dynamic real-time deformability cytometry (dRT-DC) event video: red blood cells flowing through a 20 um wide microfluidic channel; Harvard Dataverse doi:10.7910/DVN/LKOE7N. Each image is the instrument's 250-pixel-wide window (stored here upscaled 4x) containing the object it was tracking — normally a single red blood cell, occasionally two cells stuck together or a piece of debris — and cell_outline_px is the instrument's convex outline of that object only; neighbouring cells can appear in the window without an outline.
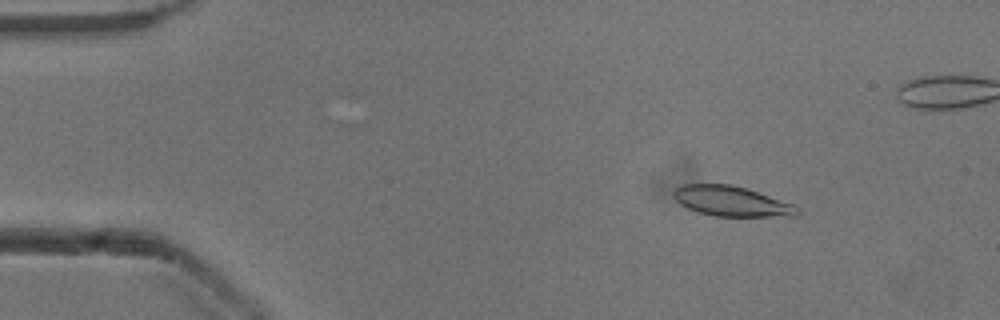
{"species": "common noctule bat (a hibernating species)", "species_latin": "Nyctalus noctula", "temperature_condition": "cold", "stored_images_in_passage": 53, "camera_frame_rate_fps": 3000, "um_per_image_px": 0.085, "animal": {"sex": "male", "body_mass_g": 13.3}, "frame": {"image": 1, "passage_image": 7, "time_ms": 2.0, "image_size_px": [1000, 320], "cell_outline_px": [[800, 212], [796, 216], [712, 216], [696, 212], [680, 204], [672, 196], [672, 192], [680, 184], [732, 184], [792, 204]], "centroid_in_image_um": [62.09, 17.11], "position_along_channel_um": 22.9, "area_um2": 21.5}}
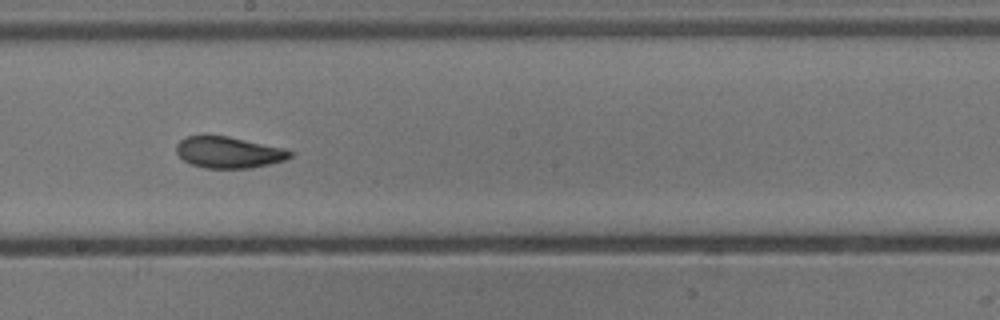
{"frame": {"image": 2, "passage_image": 29, "time_ms": 9.333, "image_size_px": [1000, 320], "cell_outline_px": [[292, 156], [284, 160], [252, 168], [204, 168], [192, 164], [184, 160], [176, 152], [176, 144], [180, 140], [188, 136], [228, 136], [284, 148], [292, 152]], "centroid_in_image_um": [19.43, 12.95], "position_along_channel_um": 228.8, "area_um2": 20.58}}
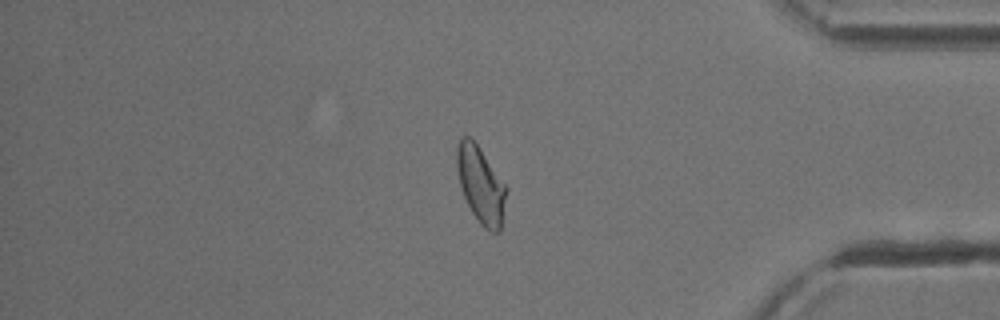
{"frame": {"image": 3, "passage_image": 44, "time_ms": 14.333, "image_size_px": [1000, 320], "cell_outline_px": [[508, 188], [500, 232], [492, 232], [484, 228], [480, 224], [472, 212], [460, 188], [456, 164], [456, 144], [460, 136], [468, 136], [476, 144]], "centroid_in_image_um": [40.85, 15.71], "position_along_channel_um": 394.3, "area_um2": 22.02}, "authors_computed_cell_mechanics": {"area_um2": 21.7328, "velocity_mm_per_s": 3.893, "shape_relaxation_time_tau1_ms": 5.1564, "shape_relaxation_time_tau2_ms": 1.5332, "deformation_change_tau1": 0.1467, "deformation_change_tau2": 0.0666}}